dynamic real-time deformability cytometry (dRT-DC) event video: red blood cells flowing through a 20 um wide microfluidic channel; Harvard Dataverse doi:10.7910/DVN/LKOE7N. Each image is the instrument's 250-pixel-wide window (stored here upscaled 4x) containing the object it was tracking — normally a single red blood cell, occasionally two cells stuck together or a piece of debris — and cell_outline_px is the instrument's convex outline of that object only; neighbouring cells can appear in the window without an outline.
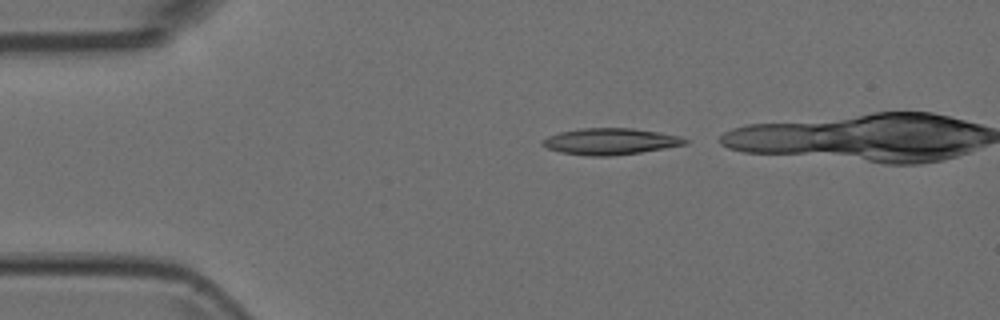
{"species": "Egyptian fruit bat (a non-hibernating species)", "species_latin": "Rousettus aegyptiacus", "temperature_condition": "room temperature", "stored_images_in_passage": 3, "camera_frame_rate_fps": 3000, "um_per_image_px": 0.085, "animal": {"sex": "female"}, "frame": {"image": 1, "passage_image": 1, "time_ms": 0.0, "image_size_px": [1000, 320], "cell_outline_px": [[688, 144], [640, 152], [608, 156], [588, 156], [560, 152], [548, 148], [540, 144], [540, 140], [548, 136], [560, 132], [580, 128], [632, 128], [680, 136], [688, 140]], "centroid_in_image_um": [51.84, 12.02], "position_along_channel_um": 33.2, "area_um2": 21.85}}